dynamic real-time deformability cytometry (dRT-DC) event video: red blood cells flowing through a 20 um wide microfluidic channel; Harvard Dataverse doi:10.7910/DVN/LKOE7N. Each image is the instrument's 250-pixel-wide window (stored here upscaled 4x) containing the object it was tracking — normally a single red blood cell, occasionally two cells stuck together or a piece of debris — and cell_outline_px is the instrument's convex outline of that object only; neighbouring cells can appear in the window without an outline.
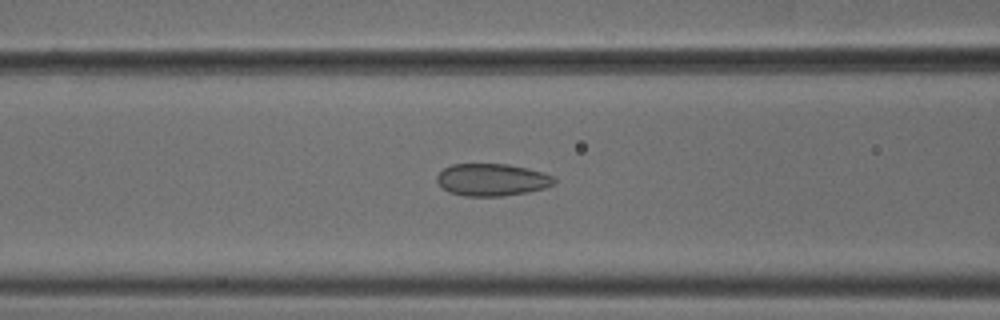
{"species": "common noctule bat (a hibernating species)", "species_latin": "Nyctalus noctula", "temperature_condition": "cold", "stored_images_in_passage": 47, "camera_frame_rate_fps": 3000, "um_per_image_px": 0.085, "animal": {"sex": "male", "body_mass_g": 18.8}, "frame": {"image": 1, "passage_image": 16, "time_ms": 5.0, "image_size_px": [1000, 320], "cell_outline_px": [[556, 184], [544, 188], [524, 192], [500, 196], [464, 196], [448, 192], [436, 180], [436, 176], [444, 168], [452, 164], [508, 164], [528, 168], [544, 172], [556, 176]], "centroid_in_image_um": [41.85, 15.27], "position_along_channel_um": 124.8, "area_um2": 22.14}}
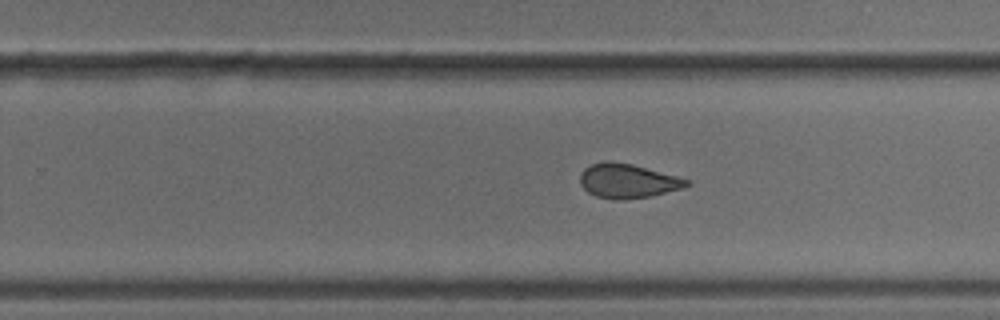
{"frame": {"image": 2, "passage_image": 28, "time_ms": 9.0, "image_size_px": [1000, 320], "cell_outline_px": [[692, 184], [684, 188], [652, 196], [620, 200], [612, 200], [596, 196], [588, 192], [580, 184], [580, 172], [584, 168], [592, 164], [632, 164], [676, 176], [688, 180]], "centroid_in_image_um": [53.38, 15.43], "position_along_channel_um": 276.4, "area_um2": 20.81}}
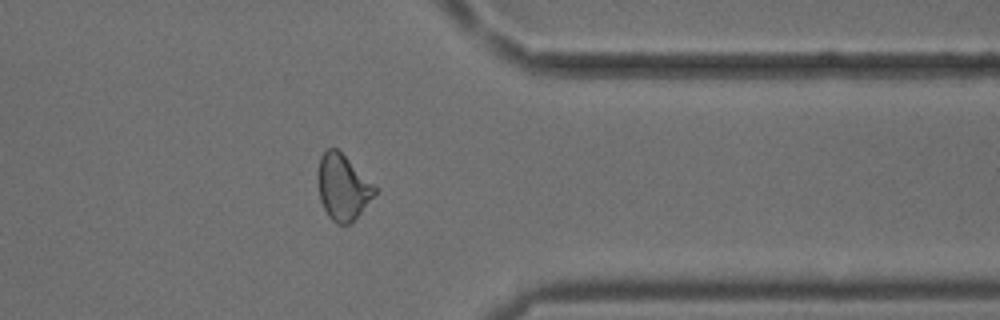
{"frame": {"image": 3, "passage_image": 37, "time_ms": 12.0, "image_size_px": [1000, 320], "cell_outline_px": [[376, 192], [360, 212], [348, 224], [336, 224], [328, 216], [320, 200], [316, 180], [320, 156], [328, 148], [336, 148], [376, 188]], "centroid_in_image_um": [29.06, 15.92], "position_along_channel_um": 382.3, "area_um2": 21.15}, "authors_computed_cell_mechanics": {"area_um2": 22.0218, "velocity_mm_per_s": 3.7876, "shape_relaxation_time_tau1_ms": null, "shape_relaxation_time_tau2_ms": 1.0659, "deformation_change_tau1": null, "deformation_change_tau2": 0.0621}}